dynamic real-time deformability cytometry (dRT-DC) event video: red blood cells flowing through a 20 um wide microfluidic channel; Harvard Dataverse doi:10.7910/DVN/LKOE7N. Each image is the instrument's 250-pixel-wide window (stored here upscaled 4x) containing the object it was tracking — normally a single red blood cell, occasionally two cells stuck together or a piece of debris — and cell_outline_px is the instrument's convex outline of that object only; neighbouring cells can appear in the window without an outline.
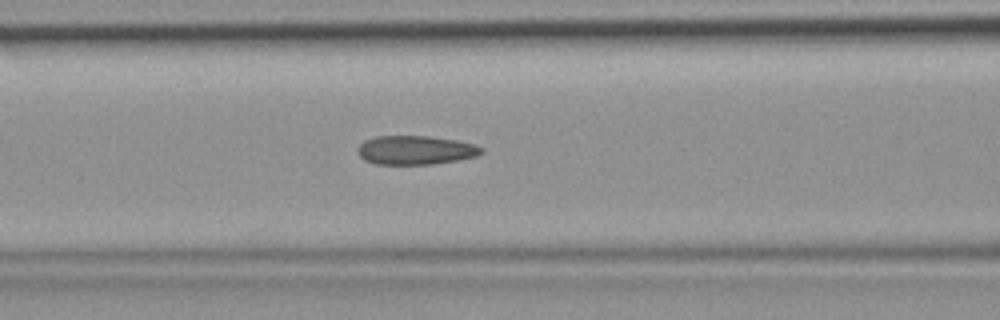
{"species": "common noctule bat (a hibernating species)", "species_latin": "Nyctalus noctula", "temperature_condition": "room temperature", "stored_images_in_passage": 44, "camera_frame_rate_fps": 3000, "um_per_image_px": 0.085, "animal": {"sex": "female", "body_mass_g": 19.9}, "frame": {"image": 1, "passage_image": 18, "time_ms": 5.667, "image_size_px": [1000, 320], "cell_outline_px": [[484, 152], [476, 156], [456, 160], [432, 164], [376, 164], [364, 160], [360, 156], [356, 148], [364, 140], [376, 136], [428, 136], [456, 140], [476, 144], [484, 148]], "centroid_in_image_um": [35.32, 12.75], "position_along_channel_um": 131.3, "area_um2": 20.92}}
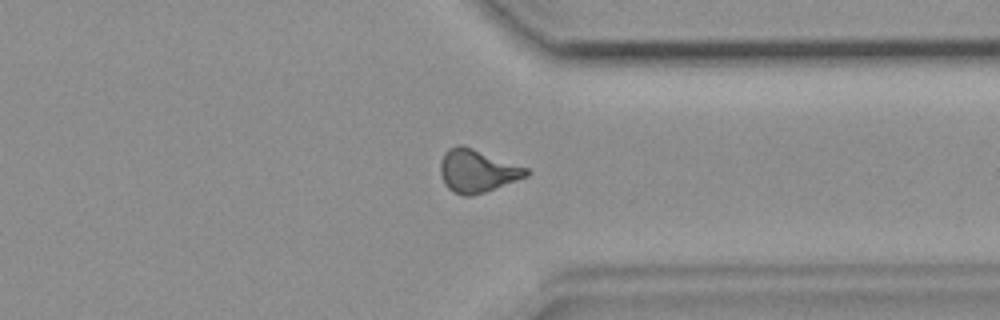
{"frame": {"image": 2, "passage_image": 34, "time_ms": 11.0, "image_size_px": [1000, 320], "cell_outline_px": [[532, 172], [528, 176], [484, 192], [472, 196], [464, 196], [452, 192], [444, 184], [440, 176], [440, 160], [444, 152], [448, 148], [456, 144], [464, 144], [528, 168]], "centroid_in_image_um": [40.53, 14.5], "position_along_channel_um": 370.9, "area_um2": 21.91}}
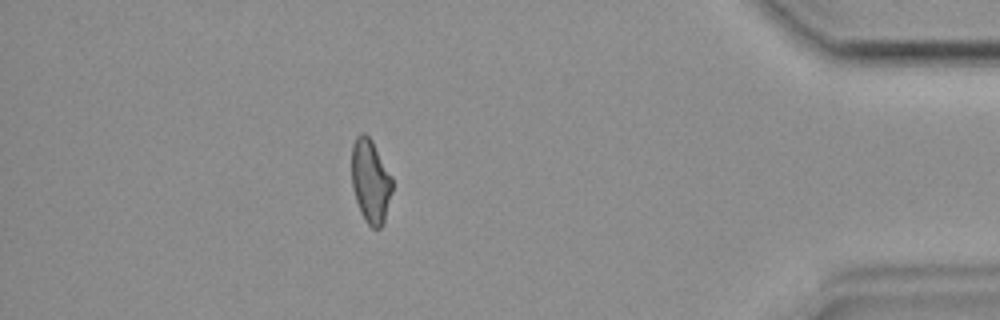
{"frame": {"image": 3, "passage_image": 39, "time_ms": 12.667, "image_size_px": [1000, 320], "cell_outline_px": [[392, 192], [384, 224], [380, 228], [372, 228], [364, 220], [360, 212], [352, 188], [352, 144], [356, 136], [360, 132], [364, 132], [372, 140], [392, 176]], "centroid_in_image_um": [31.5, 15.4], "position_along_channel_um": 403.7, "area_um2": 20.06}}